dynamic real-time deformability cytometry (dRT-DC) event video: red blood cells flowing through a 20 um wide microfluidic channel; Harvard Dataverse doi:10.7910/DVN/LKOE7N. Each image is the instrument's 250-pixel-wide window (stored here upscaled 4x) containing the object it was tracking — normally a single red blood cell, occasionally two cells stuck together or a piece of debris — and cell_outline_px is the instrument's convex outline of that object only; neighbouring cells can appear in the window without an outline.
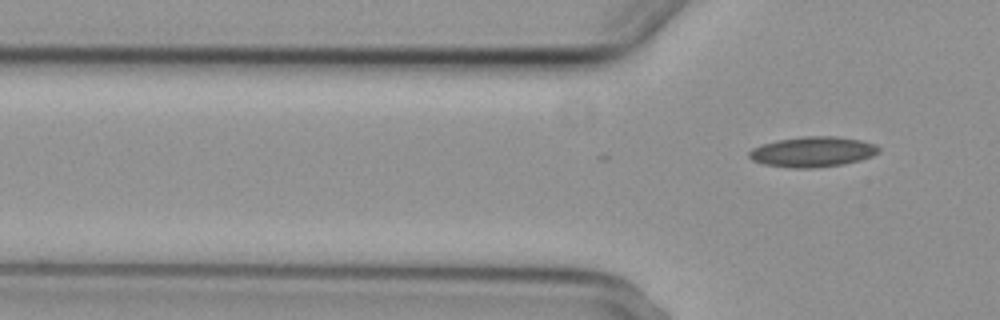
{"species": "common noctule bat (a hibernating species)", "species_latin": "Nyctalus noctula", "temperature_condition": "cold", "stored_images_in_passage": 7, "segment_of_instrument_passage": [2, 2], "camera_frame_rate_fps": 3000, "um_per_image_px": 0.085, "animal": {"sex": "female", "body_mass_g": 29.2, "forearm_length_mm": 56.3}, "frame": {"image": 1, "passage_image": 7, "time_ms": 7.0, "image_size_px": [1000, 320], "cell_outline_px": [[880, 152], [872, 156], [860, 160], [844, 164], [812, 168], [792, 168], [764, 164], [752, 160], [748, 156], [748, 152], [752, 148], [760, 144], [776, 140], [804, 136], [836, 136], [860, 140], [876, 144], [880, 148]], "centroid_in_image_um": [69.07, 12.9], "position_along_channel_um": 56.7, "area_um2": 23.06}}